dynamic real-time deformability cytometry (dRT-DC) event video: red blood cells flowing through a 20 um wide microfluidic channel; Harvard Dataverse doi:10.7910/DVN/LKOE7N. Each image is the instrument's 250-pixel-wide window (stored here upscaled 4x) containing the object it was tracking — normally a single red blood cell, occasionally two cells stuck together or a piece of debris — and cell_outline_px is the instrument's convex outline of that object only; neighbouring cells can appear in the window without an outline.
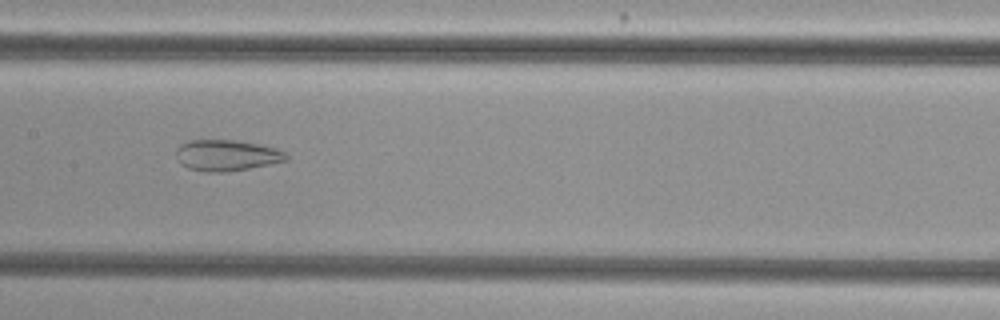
{"species": "common noctule bat (a hibernating species)", "species_latin": "Nyctalus noctula", "temperature_condition": "cold", "stored_images_in_passage": 41, "camera_frame_rate_fps": 3000, "um_per_image_px": 0.085, "animal": {"sex": "female", "body_mass_g": 29.2, "forearm_length_mm": 56.3}, "frame": {"image": 1, "passage_image": 17, "time_ms": 5.333, "image_size_px": [1000, 320], "cell_outline_px": [[288, 160], [248, 168], [224, 172], [204, 172], [188, 168], [180, 164], [176, 156], [176, 148], [180, 144], [192, 140], [236, 140], [260, 144], [276, 148], [284, 152], [288, 156]], "centroid_in_image_um": [19.24, 13.2], "position_along_channel_um": 188.2, "area_um2": 19.94}}
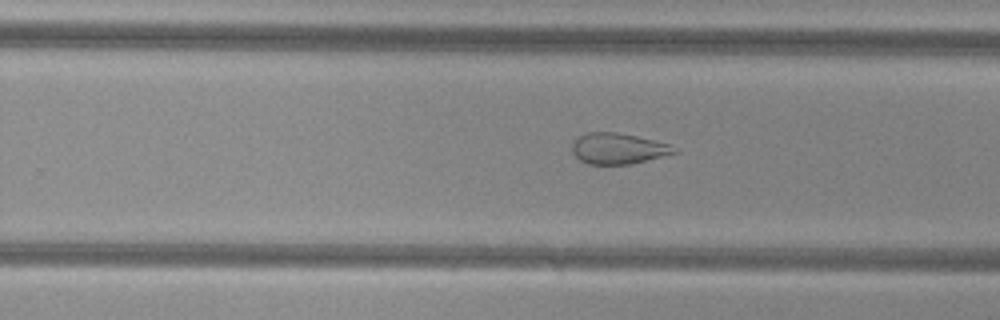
{"frame": {"image": 2, "passage_image": 24, "time_ms": 7.667, "image_size_px": [1000, 320], "cell_outline_px": [[680, 152], [632, 164], [588, 164], [580, 160], [572, 152], [572, 144], [580, 136], [588, 132], [616, 132], [636, 136], [672, 144]], "centroid_in_image_um": [52.59, 12.63], "position_along_channel_um": 277.2, "area_um2": 18.44}}
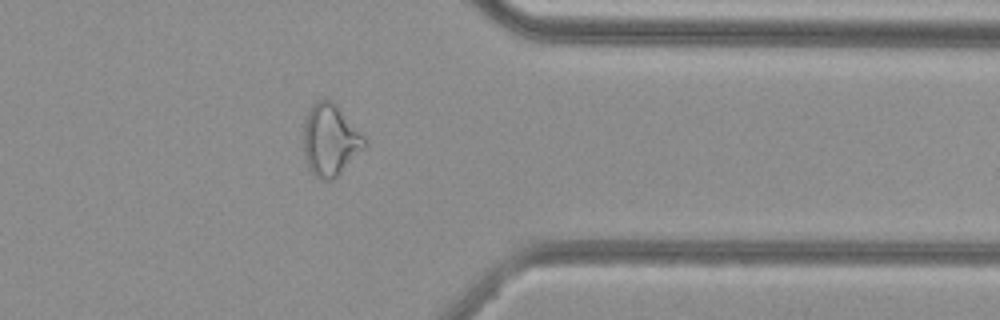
{"frame": {"image": 3, "passage_image": 33, "time_ms": 10.667, "image_size_px": [1000, 320], "cell_outline_px": [[368, 148], [332, 180], [320, 180], [308, 168], [304, 156], [304, 124], [308, 112], [312, 104], [316, 100], [324, 96], [332, 100], [336, 104], [368, 140]], "centroid_in_image_um": [28.11, 11.89], "position_along_channel_um": 383.3, "area_um2": 26.07}, "authors_computed_cell_mechanics": {"area_um2": 24.854, "velocity_mm_per_s": 3.8291, "shape_relaxation_time_tau1_ms": null, "shape_relaxation_time_tau2_ms": 2.2268, "deformation_change_tau1": null, "deformation_change_tau2": 0.0988}}